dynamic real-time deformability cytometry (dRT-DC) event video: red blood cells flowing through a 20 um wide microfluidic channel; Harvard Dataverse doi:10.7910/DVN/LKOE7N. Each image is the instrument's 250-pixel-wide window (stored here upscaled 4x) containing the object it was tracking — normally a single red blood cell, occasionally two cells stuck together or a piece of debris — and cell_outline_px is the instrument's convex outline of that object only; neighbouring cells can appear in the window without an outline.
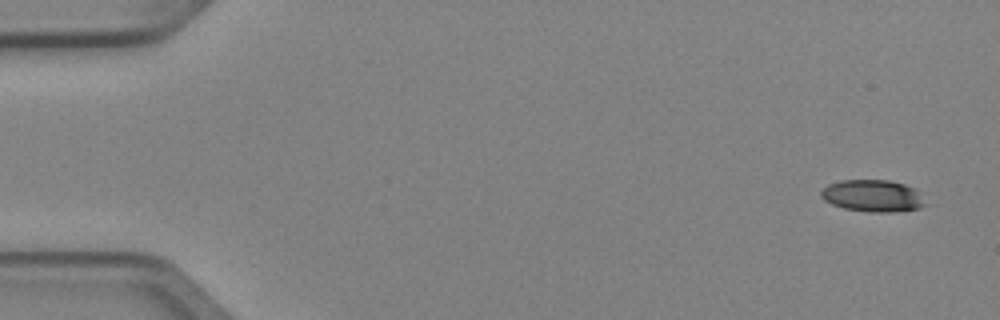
{"species": "Egyptian fruit bat (a non-hibernating species)", "species_latin": "Rousettus aegyptiacus", "temperature_condition": "cold", "stored_images_in_passage": 7, "camera_frame_rate_fps": 3000, "um_per_image_px": 0.085, "animal": {"sex": "female"}, "frame": {"image": 1, "passage_image": 1, "time_ms": 0.0, "image_size_px": [1000, 320], "cell_outline_px": [[928, 204], [920, 208], [892, 212], [872, 212], [844, 208], [832, 204], [824, 200], [820, 196], [820, 192], [828, 184], [840, 180], [888, 180], [904, 184], [916, 188], [920, 192]], "centroid_in_image_um": [74.22, 16.64], "position_along_channel_um": 10.8, "area_um2": 19.59}}
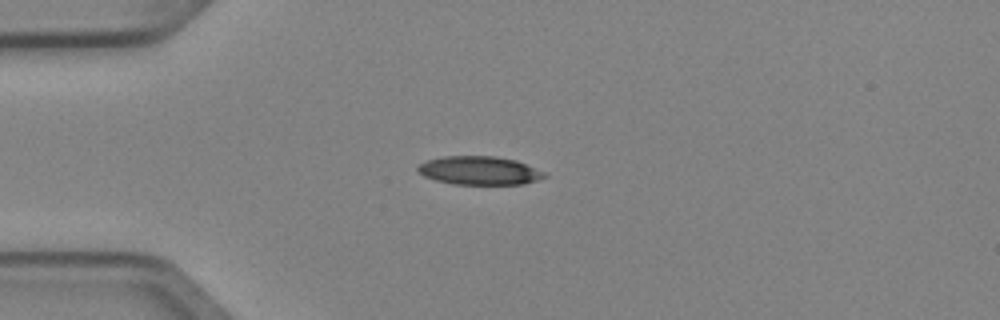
{"frame": {"image": 2, "passage_image": 4, "time_ms": 1.0, "image_size_px": [1000, 320], "cell_outline_px": [[548, 176], [524, 184], [452, 184], [436, 180], [424, 176], [416, 168], [420, 164], [428, 160], [444, 156], [496, 156], [516, 160], [544, 172]], "centroid_in_image_um": [40.75, 14.49], "position_along_channel_um": 44.3, "area_um2": 20.87}}
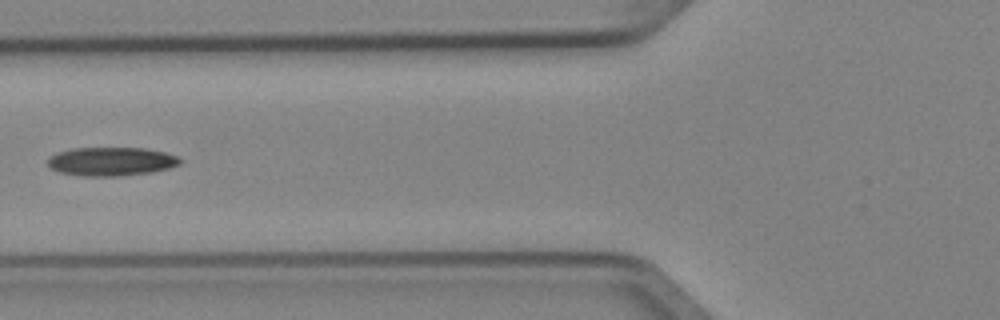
{"frame": {"image": 3, "passage_image": 6, "time_ms": 1.667, "image_size_px": [1000, 320], "cell_outline_px": [[184, 160], [180, 164], [168, 168], [152, 172], [120, 176], [84, 176], [60, 172], [52, 168], [48, 164], [48, 160], [56, 152], [72, 148], [144, 148], [164, 152], [176, 156]], "centroid_in_image_um": [9.48, 13.72], "position_along_channel_um": 116.3, "area_um2": 22.02}}